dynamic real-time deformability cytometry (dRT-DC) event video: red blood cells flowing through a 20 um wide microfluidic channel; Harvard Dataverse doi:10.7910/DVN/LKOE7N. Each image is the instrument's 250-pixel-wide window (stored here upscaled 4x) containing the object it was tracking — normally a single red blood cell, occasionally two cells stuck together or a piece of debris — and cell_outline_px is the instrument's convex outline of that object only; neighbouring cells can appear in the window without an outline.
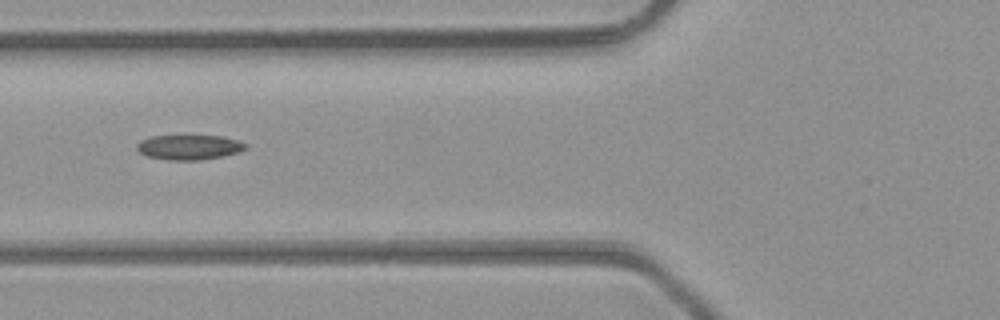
{"species": "common noctule bat (a hibernating species)", "species_latin": "Nyctalus noctula", "temperature_condition": "room temperature", "stored_images_in_passage": 2, "camera_frame_rate_fps": 3000, "um_per_image_px": 0.085, "animal": {"sex": "male", "body_mass_g": 23.1, "forearm_length_mm": 52.7}, "frame": {"image": 1, "passage_image": 2, "time_ms": 0.333, "image_size_px": [1000, 320], "cell_outline_px": [[248, 148], [240, 152], [224, 156], [200, 160], [168, 160], [148, 156], [140, 152], [136, 148], [136, 144], [140, 140], [148, 136], [220, 136], [236, 140], [248, 144]], "centroid_in_image_um": [16.08, 12.51], "position_along_channel_um": 109.7, "area_um2": 15.84}}